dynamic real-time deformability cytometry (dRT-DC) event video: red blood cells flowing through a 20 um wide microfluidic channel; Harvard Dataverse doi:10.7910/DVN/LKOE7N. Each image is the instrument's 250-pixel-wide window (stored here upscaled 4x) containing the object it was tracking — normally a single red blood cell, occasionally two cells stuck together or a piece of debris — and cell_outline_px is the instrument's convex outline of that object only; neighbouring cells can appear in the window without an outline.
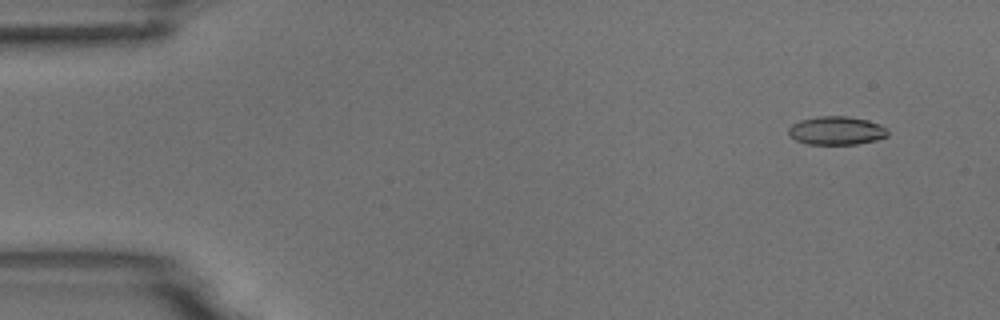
{"species": "common noctule bat (a hibernating species)", "species_latin": "Nyctalus noctula", "temperature_condition": "room temperature", "stored_images_in_passage": 55, "camera_frame_rate_fps": 3000, "um_per_image_px": 0.085, "animal": {"sex": "male", "body_mass_g": 18.8}, "frame": {"image": 1, "passage_image": 5, "time_ms": 1.333, "image_size_px": [1000, 320], "cell_outline_px": [[888, 136], [876, 140], [856, 144], [808, 144], [796, 140], [788, 132], [788, 128], [792, 124], [800, 120], [820, 116], [848, 116], [868, 120], [880, 124], [888, 128]], "centroid_in_image_um": [71.13, 11.09], "position_along_channel_um": 13.9, "area_um2": 16.47}}
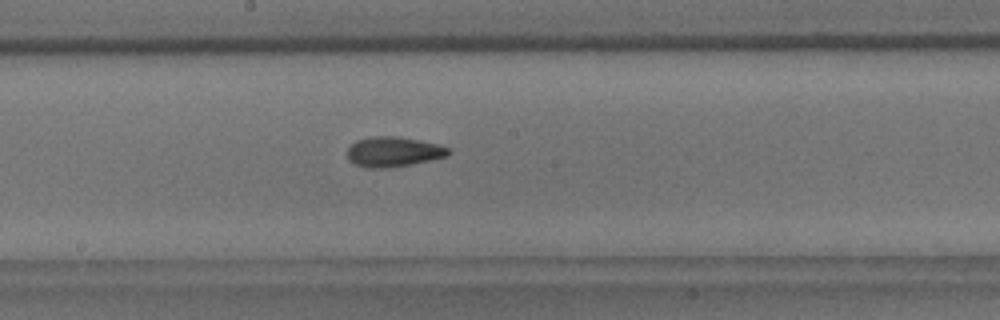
{"frame": {"image": 2, "passage_image": 30, "time_ms": 9.667, "image_size_px": [1000, 320], "cell_outline_px": [[452, 152], [448, 156], [432, 160], [412, 164], [388, 168], [368, 168], [356, 164], [348, 160], [348, 148], [356, 140], [372, 136], [396, 136], [420, 140], [436, 144], [448, 148]], "centroid_in_image_um": [33.45, 12.9], "position_along_channel_um": 214.7, "area_um2": 17.74}}
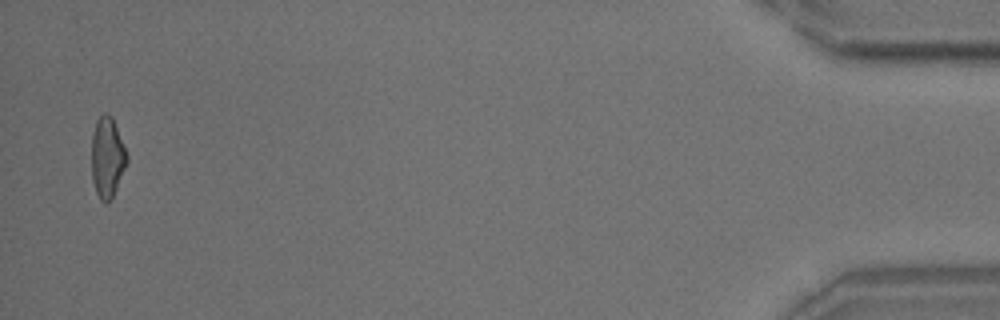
{"frame": {"image": 3, "passage_image": 54, "time_ms": 17.667, "image_size_px": [1000, 320], "cell_outline_px": [[128, 160], [116, 188], [112, 196], [104, 204], [100, 200], [96, 192], [92, 180], [92, 132], [96, 120], [104, 112], [112, 116], [128, 156]], "centroid_in_image_um": [9.1, 13.35], "position_along_channel_um": 426.1, "area_um2": 16.42}, "authors_computed_cell_mechanics": {"area_um2": 16.762, "velocity_mm_per_s": 3.732, "shape_relaxation_time_tau1_ms": 6.6664, "shape_relaxation_time_tau2_ms": 3.2235, "deformation_change_tau1": 0.168, "deformation_change_tau2": 0.1081}}